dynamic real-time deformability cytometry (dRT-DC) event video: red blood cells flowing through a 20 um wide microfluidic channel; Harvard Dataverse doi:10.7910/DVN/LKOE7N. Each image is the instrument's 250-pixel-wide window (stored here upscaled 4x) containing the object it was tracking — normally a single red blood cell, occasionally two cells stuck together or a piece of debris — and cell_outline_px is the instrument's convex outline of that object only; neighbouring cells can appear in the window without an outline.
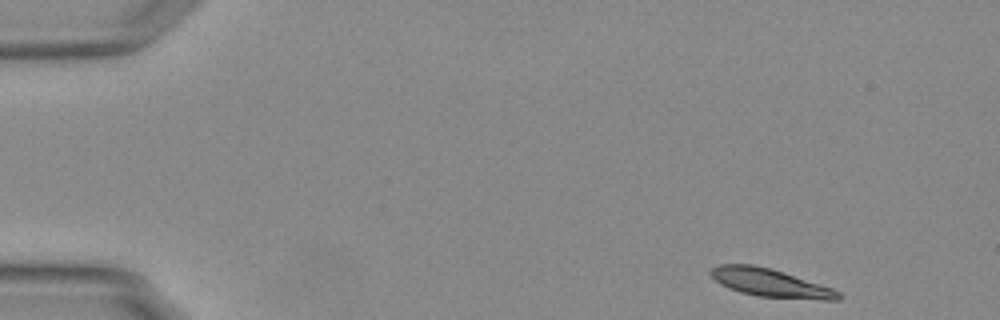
{"species": "Egyptian fruit bat (a non-hibernating species)", "species_latin": "Rousettus aegyptiacus", "temperature_condition": "warm", "stored_images_in_passage": 50, "camera_frame_rate_fps": 3000, "um_per_image_px": 0.085, "animal": {"sex": "female"}, "frame": {"image": 1, "passage_image": 1, "time_ms": 0.0, "image_size_px": [1000, 320], "cell_outline_px": [[840, 300], [820, 300], [756, 296], [740, 292], [728, 288], [720, 284], [708, 272], [712, 268], [720, 264], [752, 264], [772, 268], [832, 288], [840, 292]], "centroid_in_image_um": [65.47, 24.04], "position_along_channel_um": 19.5, "area_um2": 20.98}}
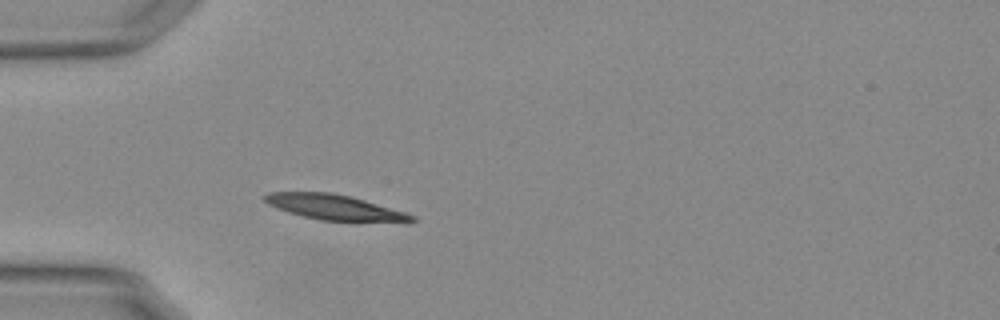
{"frame": {"image": 2, "passage_image": 12, "time_ms": 3.667, "image_size_px": [1000, 320], "cell_outline_px": [[416, 220], [408, 224], [320, 220], [288, 212], [276, 208], [268, 204], [260, 196], [268, 192], [328, 192], [348, 196], [364, 200], [404, 212], [416, 216]], "centroid_in_image_um": [28.52, 17.66], "position_along_channel_um": 56.5, "area_um2": 22.14}}
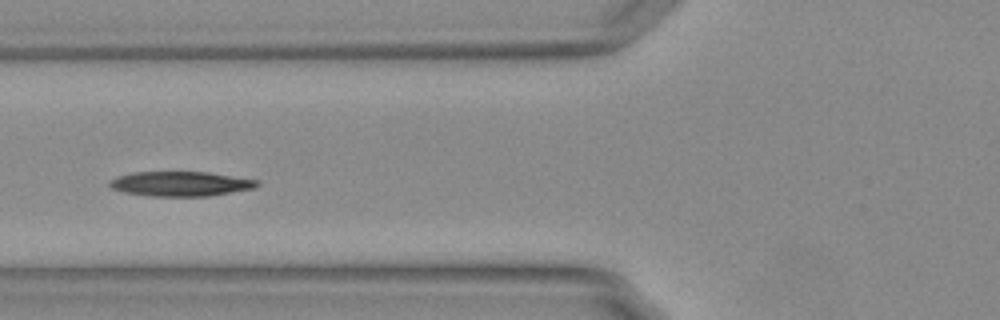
{"frame": {"image": 3, "passage_image": 17, "time_ms": 5.333, "image_size_px": [1000, 320], "cell_outline_px": [[260, 184], [256, 188], [208, 196], [148, 196], [124, 192], [112, 188], [108, 184], [108, 180], [116, 176], [132, 172], [208, 172], [260, 180]], "centroid_in_image_um": [15.35, 15.62], "position_along_channel_um": 110.5, "area_um2": 21.44}, "authors_computed_cell_mechanics": {"area_um2": 21.1548, "velocity_mm_per_s": 3.7346, "shape_relaxation_time_tau1_ms": 3.4056, "shape_relaxation_time_tau2_ms": null, "deformation_change_tau1": 0.1172, "deformation_change_tau2": null}}